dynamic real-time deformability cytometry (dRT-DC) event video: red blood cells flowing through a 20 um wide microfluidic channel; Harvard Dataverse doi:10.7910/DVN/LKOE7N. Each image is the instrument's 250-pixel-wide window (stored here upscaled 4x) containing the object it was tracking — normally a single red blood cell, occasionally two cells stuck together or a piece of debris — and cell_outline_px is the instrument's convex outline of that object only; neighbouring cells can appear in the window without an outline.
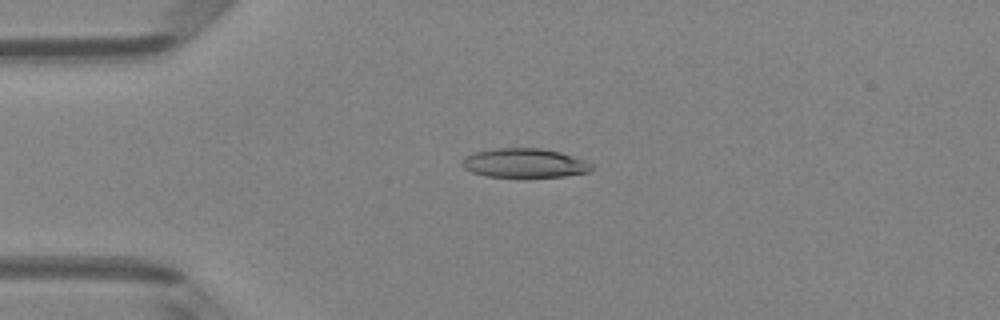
{"species": "Egyptian fruit bat (a non-hibernating species)", "species_latin": "Rousettus aegyptiacus", "temperature_condition": "room temperature", "stored_images_in_passage": 4, "camera_frame_rate_fps": 3000, "um_per_image_px": 0.085, "animal": {"sex": "female"}, "frame": {"image": 1, "passage_image": 2, "time_ms": 0.333, "image_size_px": [1000, 320], "cell_outline_px": [[592, 168], [588, 172], [564, 176], [484, 176], [472, 172], [464, 168], [460, 164], [464, 156], [476, 152], [492, 148], [540, 148], [560, 152], [584, 160], [592, 164]], "centroid_in_image_um": [44.53, 13.84], "position_along_channel_um": 40.5, "area_um2": 21.79}}
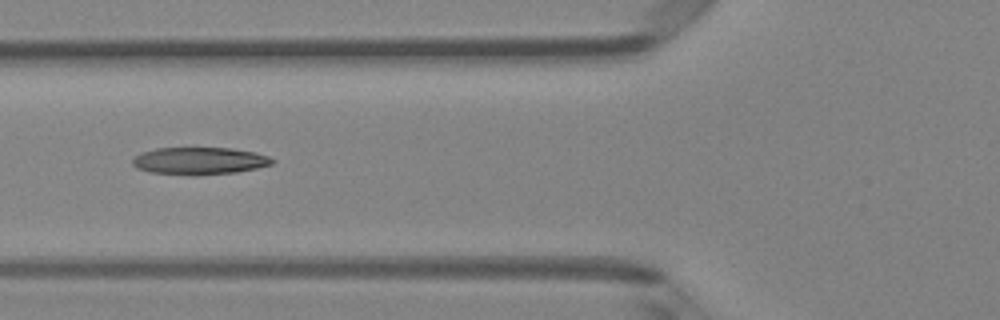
{"frame": {"image": 2, "passage_image": 4, "time_ms": 1.0, "image_size_px": [1000, 320], "cell_outline_px": [[276, 160], [272, 164], [256, 168], [236, 172], [196, 176], [148, 172], [136, 168], [132, 164], [132, 160], [140, 152], [156, 148], [232, 148], [256, 152], [268, 156]], "centroid_in_image_um": [16.94, 13.68], "position_along_channel_um": 108.9, "area_um2": 22.48}}